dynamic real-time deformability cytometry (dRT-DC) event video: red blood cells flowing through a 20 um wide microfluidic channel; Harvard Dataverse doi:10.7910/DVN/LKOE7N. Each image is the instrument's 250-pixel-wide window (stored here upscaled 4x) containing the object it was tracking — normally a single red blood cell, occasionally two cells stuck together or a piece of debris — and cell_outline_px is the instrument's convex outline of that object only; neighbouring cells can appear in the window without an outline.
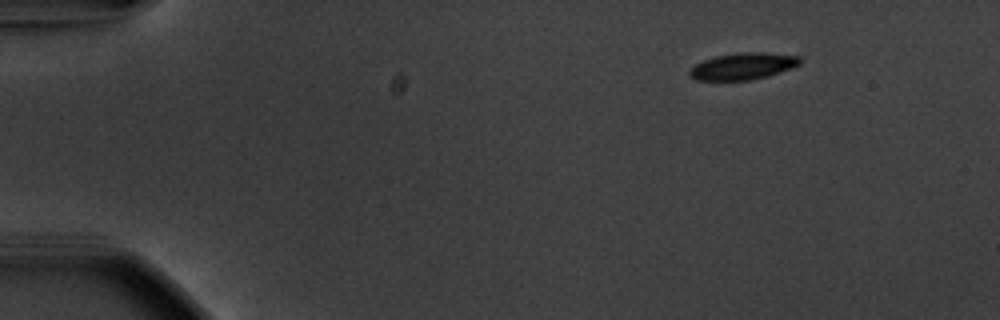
{"species": "common noctule bat (a hibernating species)", "species_latin": "Nyctalus noctula", "temperature_condition": "warm", "stored_images_in_passage": 25, "camera_frame_rate_fps": 3000, "um_per_image_px": 0.085, "animal": {"sex": "male", "body_mass_g": 20.1, "forearm_length_mm": 53.5}, "frame": {"image": 1, "passage_image": 1, "time_ms": 0.0, "image_size_px": [1000, 320], "cell_outline_px": [[800, 64], [768, 76], [752, 80], [696, 80], [688, 72], [696, 64], [704, 60], [716, 56], [740, 52], [764, 52], [800, 56]], "centroid_in_image_um": [63.16, 5.62], "position_along_channel_um": 21.8, "area_um2": 16.99}}
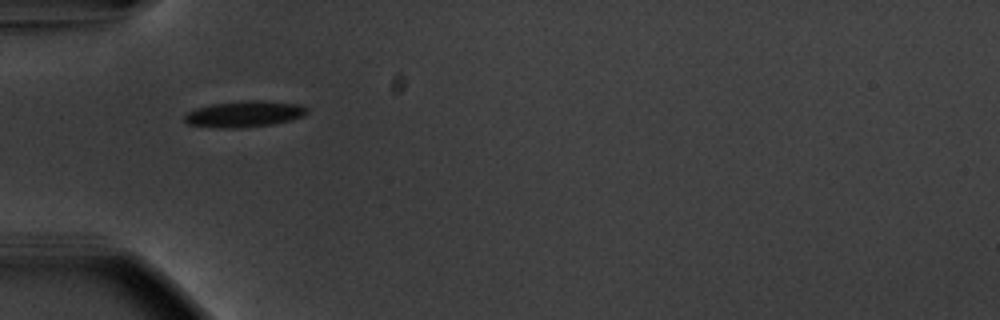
{"frame": {"image": 2, "passage_image": 12, "time_ms": 3.667, "image_size_px": [1000, 320], "cell_outline_px": [[308, 112], [304, 116], [292, 120], [272, 124], [244, 128], [216, 128], [188, 124], [184, 120], [184, 116], [188, 112], [196, 108], [212, 104], [240, 100], [260, 100], [304, 104], [308, 108]], "centroid_in_image_um": [20.82, 9.68], "position_along_channel_um": 64.2, "area_um2": 19.07}}